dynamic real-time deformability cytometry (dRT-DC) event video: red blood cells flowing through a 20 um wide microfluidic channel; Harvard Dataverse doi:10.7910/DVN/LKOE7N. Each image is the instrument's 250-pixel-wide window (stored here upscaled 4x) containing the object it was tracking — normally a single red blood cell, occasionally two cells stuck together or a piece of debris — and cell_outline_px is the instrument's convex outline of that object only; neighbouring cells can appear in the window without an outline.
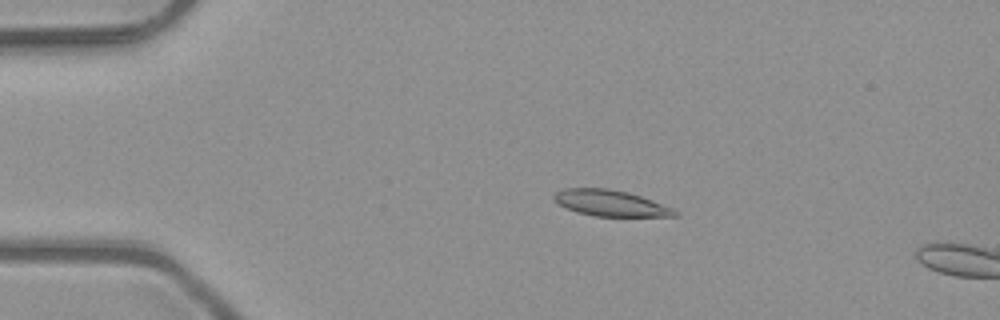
{"species": "common noctule bat (a hibernating species)", "species_latin": "Nyctalus noctula", "temperature_condition": "room temperature", "stored_images_in_passage": 4, "camera_frame_rate_fps": 3000, "um_per_image_px": 0.085, "animal": {"sex": "male", "body_mass_g": 23.1, "forearm_length_mm": 52.7}, "frame": {"image": 1, "passage_image": 3, "time_ms": 0.667, "image_size_px": [1000, 320], "cell_outline_px": [[680, 216], [596, 216], [576, 212], [552, 200], [552, 196], [556, 192], [564, 188], [608, 188], [628, 192], [652, 200], [672, 208], [680, 212]], "centroid_in_image_um": [51.89, 17.26], "position_along_channel_um": 33.1, "area_um2": 18.32}}